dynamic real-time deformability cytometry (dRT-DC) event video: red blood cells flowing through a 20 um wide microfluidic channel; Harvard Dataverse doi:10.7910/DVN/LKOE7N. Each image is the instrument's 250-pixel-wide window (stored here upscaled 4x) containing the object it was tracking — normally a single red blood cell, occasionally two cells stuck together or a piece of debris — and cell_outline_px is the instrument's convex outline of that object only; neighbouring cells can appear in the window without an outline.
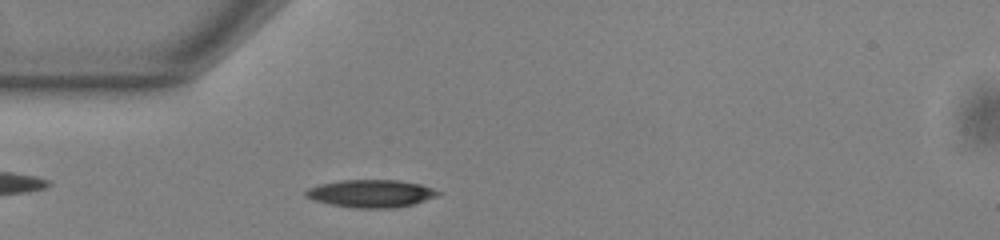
{"species": "common noctule bat (a hibernating species)", "species_latin": "Nyctalus noctula", "temperature_condition": "warm", "stored_images_in_passage": 43, "camera_frame_rate_fps": 3000, "um_per_image_px": 0.085, "animal": {"sex": "male", "body_mass_g": 13.0, "forearm_length_mm": 53.1}, "frame": {"image": 1, "passage_image": 5, "time_ms": 1.333, "image_size_px": [1000, 240], "cell_outline_px": [[440, 196], [412, 204], [392, 208], [356, 208], [328, 204], [312, 200], [304, 196], [304, 192], [308, 188], [320, 184], [340, 180], [400, 180], [420, 184], [432, 188], [440, 192]], "centroid_in_image_um": [31.51, 16.45], "position_along_channel_um": 53.5, "area_um2": 21.44}}
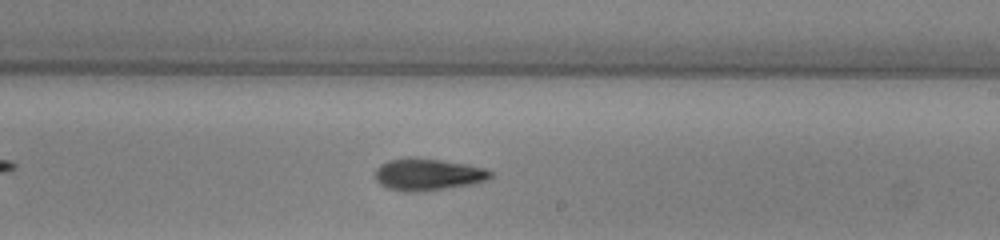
{"frame": {"image": 2, "passage_image": 21, "time_ms": 6.667, "image_size_px": [1000, 240], "cell_outline_px": [[492, 176], [484, 180], [468, 184], [420, 192], [416, 192], [388, 188], [380, 184], [376, 180], [376, 168], [380, 164], [388, 160], [408, 156], [412, 156], [440, 160], [464, 164], [484, 168], [492, 172]], "centroid_in_image_um": [36.3, 14.8], "position_along_channel_um": 252.7, "area_um2": 21.15}}
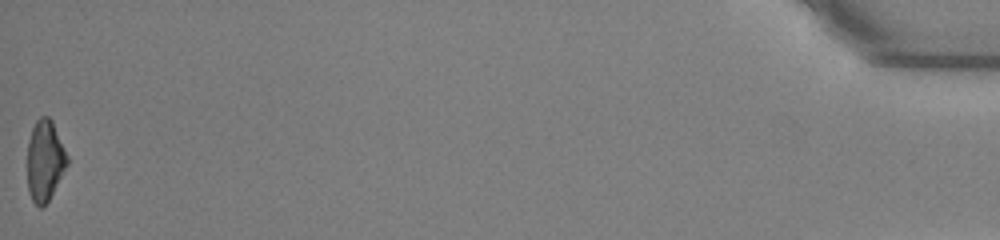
{"frame": {"image": 3, "passage_image": 43, "time_ms": 14.0, "image_size_px": [1000, 240], "cell_outline_px": [[68, 164], [48, 200], [40, 208], [32, 200], [28, 192], [28, 140], [32, 128], [36, 120], [40, 116], [48, 116], [52, 120], [68, 156]], "centroid_in_image_um": [3.81, 13.62], "position_along_channel_um": 431.4, "area_um2": 18.61}, "authors_computed_cell_mechanics": {"area_um2": 20.5768, "velocity_mm_per_s": 3.8741, "shape_relaxation_time_tau1_ms": 3.9931, "shape_relaxation_time_tau2_ms": 10.5847, "deformation_change_tau1": 0.1531, "deformation_change_tau2": 0.252}}